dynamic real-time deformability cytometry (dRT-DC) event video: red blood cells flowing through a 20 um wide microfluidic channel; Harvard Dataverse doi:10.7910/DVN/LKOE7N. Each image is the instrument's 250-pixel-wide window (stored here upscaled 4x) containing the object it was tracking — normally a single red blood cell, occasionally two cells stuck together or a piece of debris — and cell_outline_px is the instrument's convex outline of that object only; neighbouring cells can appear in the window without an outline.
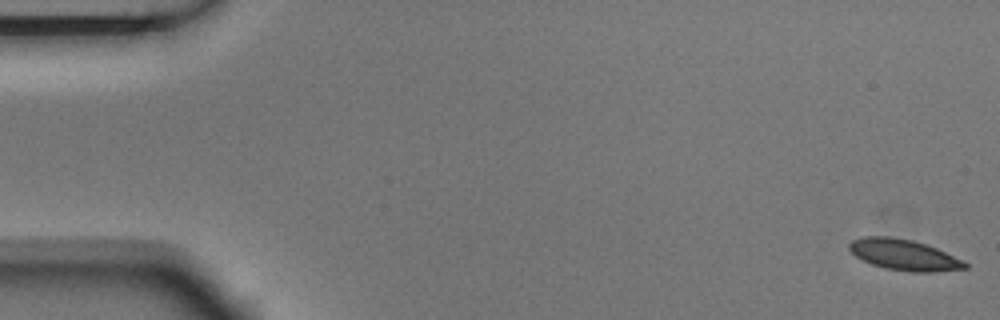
{"species": "Egyptian fruit bat (a non-hibernating species)", "species_latin": "Rousettus aegyptiacus", "temperature_condition": "room temperature", "stored_images_in_passage": 6, "camera_frame_rate_fps": 3000, "um_per_image_px": 0.085, "animal": {"sex": "male"}, "frame": {"image": 1, "passage_image": 1, "time_ms": 0.0, "image_size_px": [1000, 320], "cell_outline_px": [[968, 268], [932, 272], [912, 272], [884, 268], [872, 264], [856, 256], [848, 248], [848, 244], [852, 240], [864, 236], [888, 236], [912, 240], [936, 248], [964, 260], [968, 264]], "centroid_in_image_um": [76.84, 21.66], "position_along_channel_um": 8.2, "area_um2": 20.75}}
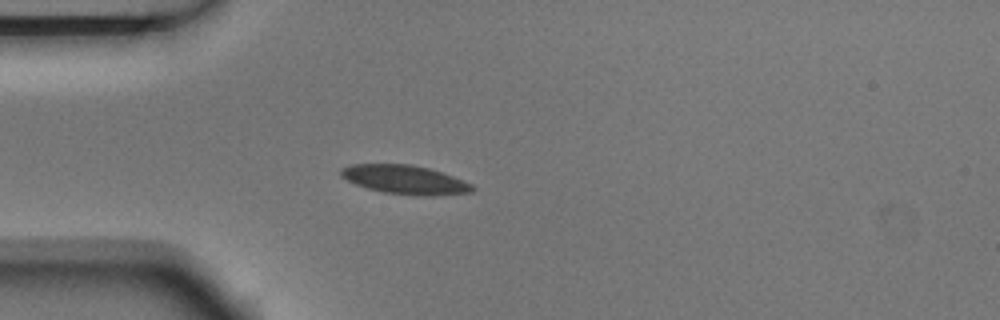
{"frame": {"image": 2, "passage_image": 5, "time_ms": 1.333, "image_size_px": [1000, 320], "cell_outline_px": [[476, 188], [472, 192], [432, 196], [416, 196], [384, 192], [368, 188], [356, 184], [340, 176], [340, 168], [352, 164], [412, 164], [428, 168], [464, 180], [472, 184]], "centroid_in_image_um": [34.43, 15.27], "position_along_channel_um": 50.6, "area_um2": 22.14}}